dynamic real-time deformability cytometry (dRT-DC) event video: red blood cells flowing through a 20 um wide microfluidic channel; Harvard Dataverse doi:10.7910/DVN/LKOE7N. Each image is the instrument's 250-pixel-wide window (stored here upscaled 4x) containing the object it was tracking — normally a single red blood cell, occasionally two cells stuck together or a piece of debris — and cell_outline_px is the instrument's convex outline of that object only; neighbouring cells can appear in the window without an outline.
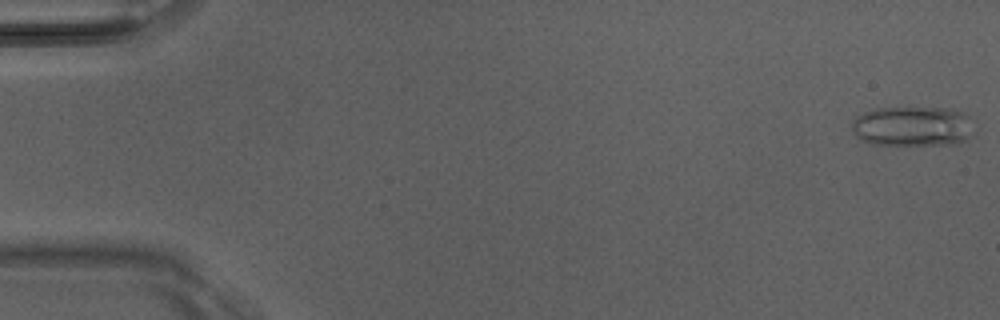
{"species": "Egyptian fruit bat (a non-hibernating species)", "species_latin": "Rousettus aegyptiacus", "temperature_condition": "room temperature", "stored_images_in_passage": 4, "camera_frame_rate_fps": 3000, "um_per_image_px": 0.085, "animal": {"sex": "male"}, "frame": {"image": 1, "passage_image": 4, "time_ms": 1.0, "image_size_px": [1000, 320], "cell_outline_px": [[976, 132], [972, 136], [964, 140], [952, 144], [876, 144], [860, 140], [852, 132], [852, 120], [856, 116], [864, 112], [876, 108], [948, 108], [964, 112], [972, 116]], "centroid_in_image_um": [77.63, 10.72], "position_along_channel_um": 7.4, "area_um2": 28.9}}